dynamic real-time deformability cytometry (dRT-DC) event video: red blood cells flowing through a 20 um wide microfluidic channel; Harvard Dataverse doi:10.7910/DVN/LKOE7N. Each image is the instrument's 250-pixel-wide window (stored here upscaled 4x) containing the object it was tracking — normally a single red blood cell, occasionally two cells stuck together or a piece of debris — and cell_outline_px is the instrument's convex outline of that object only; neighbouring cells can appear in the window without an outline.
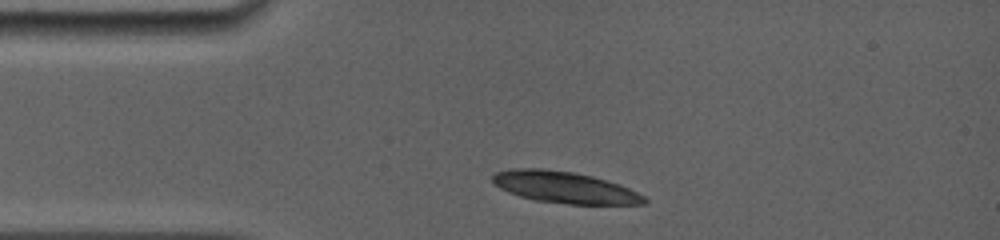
{"species": "common noctule bat (a hibernating species)", "species_latin": "Nyctalus noctula", "temperature_condition": "room temperature", "stored_images_in_passage": 1, "camera_frame_rate_fps": 5000, "um_per_image_px": 0.085, "animal": {"sex": "female", "body_mass_g": 19.0, "forearm_length_mm": 56.7}, "frame": {"image": 1, "passage_image": 1, "time_ms": 0.0, "image_size_px": [1000, 240], "cell_outline_px": [[648, 204], [568, 204], [536, 200], [520, 196], [508, 192], [500, 188], [492, 180], [492, 176], [496, 172], [512, 168], [544, 168], [572, 172], [592, 176], [620, 184], [644, 196], [648, 200]], "centroid_in_image_um": [48.0, 15.92], "position_along_channel_um": 37.0, "area_um2": 27.8}}